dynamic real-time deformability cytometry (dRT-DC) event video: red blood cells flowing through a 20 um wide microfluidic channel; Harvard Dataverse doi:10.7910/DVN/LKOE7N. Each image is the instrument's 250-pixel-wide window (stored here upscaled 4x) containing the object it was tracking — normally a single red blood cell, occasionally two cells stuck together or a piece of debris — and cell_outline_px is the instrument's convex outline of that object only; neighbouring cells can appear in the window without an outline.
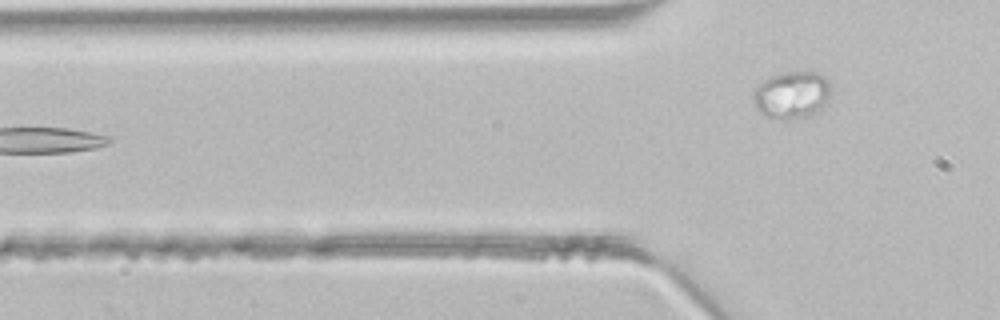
{"species": "common noctule bat (a hibernating species)", "species_latin": "Nyctalus noctula", "temperature_condition": "room temperature", "stored_images_in_passage": 4, "camera_frame_rate_fps": 3000, "um_per_image_px": 0.085, "animal": {"sex": "male", "body_mass_g": 21.5, "forearm_length_mm": 52.0}, "frame": {"image": 1, "passage_image": 4, "time_ms": 1.0, "image_size_px": [1000, 320], "cell_outline_px": [[828, 96], [824, 104], [820, 108], [804, 116], [764, 116], [756, 108], [752, 96], [756, 88], [764, 80], [772, 76], [784, 72], [816, 72], [824, 76], [828, 80]], "centroid_in_image_um": [67.26, 8.0], "position_along_channel_um": 58.5, "area_um2": 20.23}}